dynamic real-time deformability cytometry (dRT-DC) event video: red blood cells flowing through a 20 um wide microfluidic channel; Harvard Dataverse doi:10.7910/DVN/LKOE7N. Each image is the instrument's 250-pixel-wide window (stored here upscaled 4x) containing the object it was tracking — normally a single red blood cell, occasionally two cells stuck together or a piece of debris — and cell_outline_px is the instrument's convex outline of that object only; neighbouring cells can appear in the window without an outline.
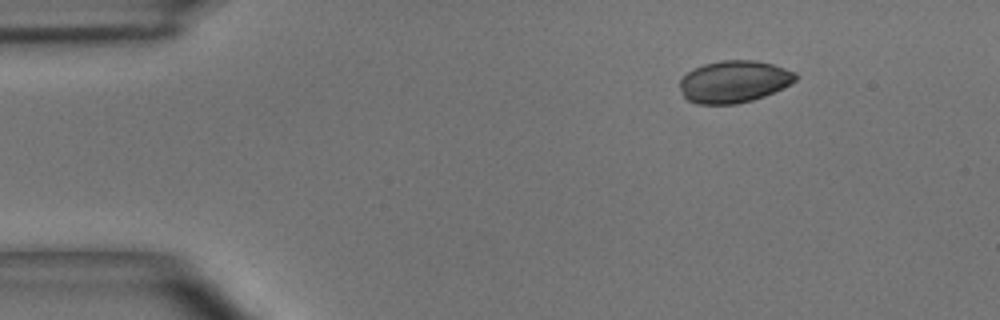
{"species": "common noctule bat (a hibernating species)", "species_latin": "Nyctalus noctula", "temperature_condition": "room temperature", "stored_images_in_passage": 3, "camera_frame_rate_fps": 3000, "um_per_image_px": 0.085, "animal": {"sex": "male", "body_mass_g": 15.6}, "frame": {"image": 1, "passage_image": 1, "time_ms": 0.0, "image_size_px": [1000, 320], "cell_outline_px": [[800, 76], [792, 84], [784, 88], [764, 96], [752, 100], [736, 104], [696, 104], [688, 100], [684, 96], [680, 88], [680, 80], [688, 72], [704, 64], [720, 60], [756, 60], [772, 64], [796, 72]], "centroid_in_image_um": [62.43, 6.94], "position_along_channel_um": 22.6, "area_um2": 28.5}}
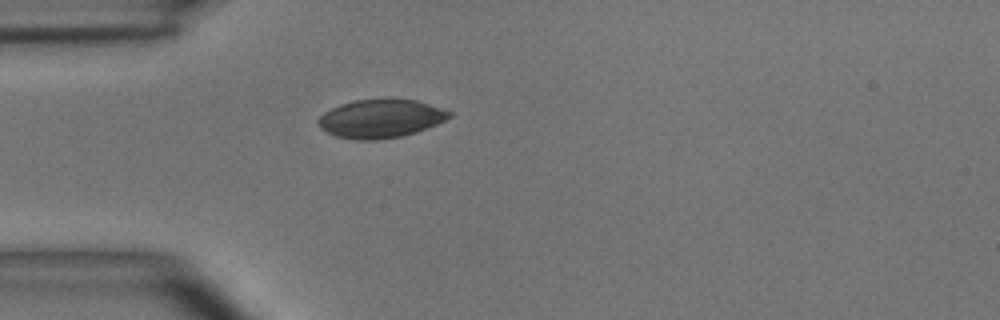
{"frame": {"image": 2, "passage_image": 3, "time_ms": 0.667, "image_size_px": [1000, 320], "cell_outline_px": [[452, 116], [436, 124], [416, 132], [400, 136], [376, 140], [356, 140], [336, 136], [320, 128], [316, 120], [324, 112], [340, 104], [356, 100], [416, 100], [452, 112]], "centroid_in_image_um": [32.32, 10.1], "position_along_channel_um": 52.7, "area_um2": 28.9}}